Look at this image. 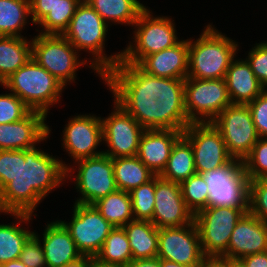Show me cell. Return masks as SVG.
Instances as JSON below:
<instances>
[{"label":"cell","instance_id":"6da1fadb","mask_svg":"<svg viewBox=\"0 0 267 267\" xmlns=\"http://www.w3.org/2000/svg\"><path fill=\"white\" fill-rule=\"evenodd\" d=\"M102 79L114 100L145 130L184 131L191 123L185 111V79L153 76L130 63H118Z\"/></svg>","mask_w":267,"mask_h":267},{"label":"cell","instance_id":"7a4b0ae2","mask_svg":"<svg viewBox=\"0 0 267 267\" xmlns=\"http://www.w3.org/2000/svg\"><path fill=\"white\" fill-rule=\"evenodd\" d=\"M67 165L39 147L18 150L17 175L0 191V213L33 214L48 193L72 178L75 170Z\"/></svg>","mask_w":267,"mask_h":267},{"label":"cell","instance_id":"3957f363","mask_svg":"<svg viewBox=\"0 0 267 267\" xmlns=\"http://www.w3.org/2000/svg\"><path fill=\"white\" fill-rule=\"evenodd\" d=\"M108 25L103 18L82 0L77 6L75 14L71 18L68 28L62 34L77 51L89 52L93 55L90 66L99 77L103 76L115 67L122 58V51L114 55L105 54V39Z\"/></svg>","mask_w":267,"mask_h":267},{"label":"cell","instance_id":"277c9868","mask_svg":"<svg viewBox=\"0 0 267 267\" xmlns=\"http://www.w3.org/2000/svg\"><path fill=\"white\" fill-rule=\"evenodd\" d=\"M238 47L236 41L208 24L198 39H189L187 77L207 80L225 78Z\"/></svg>","mask_w":267,"mask_h":267},{"label":"cell","instance_id":"5b68a950","mask_svg":"<svg viewBox=\"0 0 267 267\" xmlns=\"http://www.w3.org/2000/svg\"><path fill=\"white\" fill-rule=\"evenodd\" d=\"M1 86L18 96L31 111L46 116L59 103L64 86L33 58L8 77Z\"/></svg>","mask_w":267,"mask_h":267},{"label":"cell","instance_id":"8992f818","mask_svg":"<svg viewBox=\"0 0 267 267\" xmlns=\"http://www.w3.org/2000/svg\"><path fill=\"white\" fill-rule=\"evenodd\" d=\"M174 20L167 16L154 17L148 7L134 23V40L122 50L119 63L139 64L146 56L171 48L181 40L177 37Z\"/></svg>","mask_w":267,"mask_h":267},{"label":"cell","instance_id":"52a82bcc","mask_svg":"<svg viewBox=\"0 0 267 267\" xmlns=\"http://www.w3.org/2000/svg\"><path fill=\"white\" fill-rule=\"evenodd\" d=\"M31 46L32 58L64 87L75 82L78 68L88 63L79 59V52L63 35L39 33Z\"/></svg>","mask_w":267,"mask_h":267},{"label":"cell","instance_id":"ba28073f","mask_svg":"<svg viewBox=\"0 0 267 267\" xmlns=\"http://www.w3.org/2000/svg\"><path fill=\"white\" fill-rule=\"evenodd\" d=\"M249 209L208 206L194 215L202 252L209 259L221 257L228 249L231 234Z\"/></svg>","mask_w":267,"mask_h":267},{"label":"cell","instance_id":"9c48e42d","mask_svg":"<svg viewBox=\"0 0 267 267\" xmlns=\"http://www.w3.org/2000/svg\"><path fill=\"white\" fill-rule=\"evenodd\" d=\"M185 111L191 123L212 122L232 105L224 78H185Z\"/></svg>","mask_w":267,"mask_h":267},{"label":"cell","instance_id":"30bf717a","mask_svg":"<svg viewBox=\"0 0 267 267\" xmlns=\"http://www.w3.org/2000/svg\"><path fill=\"white\" fill-rule=\"evenodd\" d=\"M201 175L209 188L208 206L249 209V179L242 161L232 159Z\"/></svg>","mask_w":267,"mask_h":267},{"label":"cell","instance_id":"8fae6325","mask_svg":"<svg viewBox=\"0 0 267 267\" xmlns=\"http://www.w3.org/2000/svg\"><path fill=\"white\" fill-rule=\"evenodd\" d=\"M212 124L220 131L227 151L233 159L243 161L260 138L248 105L232 104Z\"/></svg>","mask_w":267,"mask_h":267},{"label":"cell","instance_id":"7c38bea8","mask_svg":"<svg viewBox=\"0 0 267 267\" xmlns=\"http://www.w3.org/2000/svg\"><path fill=\"white\" fill-rule=\"evenodd\" d=\"M157 258L188 267H204L210 261L202 252L195 221L181 227L159 228Z\"/></svg>","mask_w":267,"mask_h":267},{"label":"cell","instance_id":"4fadbf2b","mask_svg":"<svg viewBox=\"0 0 267 267\" xmlns=\"http://www.w3.org/2000/svg\"><path fill=\"white\" fill-rule=\"evenodd\" d=\"M77 170L75 189L80 196L75 203L93 205L99 199L117 190L113 159L106 154L80 159L74 162Z\"/></svg>","mask_w":267,"mask_h":267},{"label":"cell","instance_id":"5bb4252c","mask_svg":"<svg viewBox=\"0 0 267 267\" xmlns=\"http://www.w3.org/2000/svg\"><path fill=\"white\" fill-rule=\"evenodd\" d=\"M82 255L95 257L114 228L94 205L74 203L71 221L59 220Z\"/></svg>","mask_w":267,"mask_h":267},{"label":"cell","instance_id":"9a60e30c","mask_svg":"<svg viewBox=\"0 0 267 267\" xmlns=\"http://www.w3.org/2000/svg\"><path fill=\"white\" fill-rule=\"evenodd\" d=\"M113 108L108 117L101 118L103 141L109 148L103 153L112 159L135 156L145 129L115 100Z\"/></svg>","mask_w":267,"mask_h":267},{"label":"cell","instance_id":"2e32d148","mask_svg":"<svg viewBox=\"0 0 267 267\" xmlns=\"http://www.w3.org/2000/svg\"><path fill=\"white\" fill-rule=\"evenodd\" d=\"M183 136L191 143L198 174L221 168L233 158L229 155L220 131L212 124L190 123Z\"/></svg>","mask_w":267,"mask_h":267},{"label":"cell","instance_id":"e0dca14e","mask_svg":"<svg viewBox=\"0 0 267 267\" xmlns=\"http://www.w3.org/2000/svg\"><path fill=\"white\" fill-rule=\"evenodd\" d=\"M67 122L62 144L74 161L103 154V150H97L103 141L101 117L79 114Z\"/></svg>","mask_w":267,"mask_h":267},{"label":"cell","instance_id":"ac0fdd59","mask_svg":"<svg viewBox=\"0 0 267 267\" xmlns=\"http://www.w3.org/2000/svg\"><path fill=\"white\" fill-rule=\"evenodd\" d=\"M154 213L151 222L159 229L181 227L194 221L178 183L155 176Z\"/></svg>","mask_w":267,"mask_h":267},{"label":"cell","instance_id":"d6986e66","mask_svg":"<svg viewBox=\"0 0 267 267\" xmlns=\"http://www.w3.org/2000/svg\"><path fill=\"white\" fill-rule=\"evenodd\" d=\"M47 116L30 111L17 122L0 124V150H28L49 137L51 129L46 124Z\"/></svg>","mask_w":267,"mask_h":267},{"label":"cell","instance_id":"ffe728a7","mask_svg":"<svg viewBox=\"0 0 267 267\" xmlns=\"http://www.w3.org/2000/svg\"><path fill=\"white\" fill-rule=\"evenodd\" d=\"M267 251V225L249 211L236 224L227 251L221 256L238 259Z\"/></svg>","mask_w":267,"mask_h":267},{"label":"cell","instance_id":"44dd1931","mask_svg":"<svg viewBox=\"0 0 267 267\" xmlns=\"http://www.w3.org/2000/svg\"><path fill=\"white\" fill-rule=\"evenodd\" d=\"M183 131L172 129L145 130L136 156L156 175L164 171L175 142Z\"/></svg>","mask_w":267,"mask_h":267},{"label":"cell","instance_id":"7402d4cb","mask_svg":"<svg viewBox=\"0 0 267 267\" xmlns=\"http://www.w3.org/2000/svg\"><path fill=\"white\" fill-rule=\"evenodd\" d=\"M33 235L43 243L41 247L47 267H63L83 256L68 230L59 220L47 223L42 240L37 232Z\"/></svg>","mask_w":267,"mask_h":267},{"label":"cell","instance_id":"603a6c76","mask_svg":"<svg viewBox=\"0 0 267 267\" xmlns=\"http://www.w3.org/2000/svg\"><path fill=\"white\" fill-rule=\"evenodd\" d=\"M189 39L146 56L138 66L147 74L172 79H185L188 74Z\"/></svg>","mask_w":267,"mask_h":267},{"label":"cell","instance_id":"cb8c5ba5","mask_svg":"<svg viewBox=\"0 0 267 267\" xmlns=\"http://www.w3.org/2000/svg\"><path fill=\"white\" fill-rule=\"evenodd\" d=\"M224 79L232 104L247 105L265 90L246 59L234 58Z\"/></svg>","mask_w":267,"mask_h":267},{"label":"cell","instance_id":"d4e9b609","mask_svg":"<svg viewBox=\"0 0 267 267\" xmlns=\"http://www.w3.org/2000/svg\"><path fill=\"white\" fill-rule=\"evenodd\" d=\"M133 260L157 258L159 229L147 220H132L123 226Z\"/></svg>","mask_w":267,"mask_h":267},{"label":"cell","instance_id":"484cf974","mask_svg":"<svg viewBox=\"0 0 267 267\" xmlns=\"http://www.w3.org/2000/svg\"><path fill=\"white\" fill-rule=\"evenodd\" d=\"M15 217L19 222L15 224H0V266L9 261L17 260L23 250L25 243L34 234L21 223L30 222L33 214L29 213H6ZM24 228V229H23Z\"/></svg>","mask_w":267,"mask_h":267},{"label":"cell","instance_id":"4316f807","mask_svg":"<svg viewBox=\"0 0 267 267\" xmlns=\"http://www.w3.org/2000/svg\"><path fill=\"white\" fill-rule=\"evenodd\" d=\"M26 38L0 36V85L32 58L31 40Z\"/></svg>","mask_w":267,"mask_h":267},{"label":"cell","instance_id":"83f0119b","mask_svg":"<svg viewBox=\"0 0 267 267\" xmlns=\"http://www.w3.org/2000/svg\"><path fill=\"white\" fill-rule=\"evenodd\" d=\"M113 172L117 189L126 192L156 176L136 155L114 158Z\"/></svg>","mask_w":267,"mask_h":267},{"label":"cell","instance_id":"f1b7e54d","mask_svg":"<svg viewBox=\"0 0 267 267\" xmlns=\"http://www.w3.org/2000/svg\"><path fill=\"white\" fill-rule=\"evenodd\" d=\"M109 24L117 23L133 27L140 14L147 8L138 0H86Z\"/></svg>","mask_w":267,"mask_h":267},{"label":"cell","instance_id":"f546056e","mask_svg":"<svg viewBox=\"0 0 267 267\" xmlns=\"http://www.w3.org/2000/svg\"><path fill=\"white\" fill-rule=\"evenodd\" d=\"M197 173L191 143L182 135L174 144L167 165L160 175L167 181L181 184Z\"/></svg>","mask_w":267,"mask_h":267},{"label":"cell","instance_id":"4dcf8cb0","mask_svg":"<svg viewBox=\"0 0 267 267\" xmlns=\"http://www.w3.org/2000/svg\"><path fill=\"white\" fill-rule=\"evenodd\" d=\"M114 227H123L134 220L129 192L116 190L93 204Z\"/></svg>","mask_w":267,"mask_h":267},{"label":"cell","instance_id":"1f68e13d","mask_svg":"<svg viewBox=\"0 0 267 267\" xmlns=\"http://www.w3.org/2000/svg\"><path fill=\"white\" fill-rule=\"evenodd\" d=\"M30 15L29 0H0V36L24 37L21 32Z\"/></svg>","mask_w":267,"mask_h":267},{"label":"cell","instance_id":"d6a6232c","mask_svg":"<svg viewBox=\"0 0 267 267\" xmlns=\"http://www.w3.org/2000/svg\"><path fill=\"white\" fill-rule=\"evenodd\" d=\"M106 264L128 265L132 260L127 234L123 227H114L94 257Z\"/></svg>","mask_w":267,"mask_h":267},{"label":"cell","instance_id":"836d02e7","mask_svg":"<svg viewBox=\"0 0 267 267\" xmlns=\"http://www.w3.org/2000/svg\"><path fill=\"white\" fill-rule=\"evenodd\" d=\"M82 0H59L56 8L51 10L38 24L43 27L40 34L62 35L68 28L77 6ZM44 30V31H43Z\"/></svg>","mask_w":267,"mask_h":267},{"label":"cell","instance_id":"e575fe53","mask_svg":"<svg viewBox=\"0 0 267 267\" xmlns=\"http://www.w3.org/2000/svg\"><path fill=\"white\" fill-rule=\"evenodd\" d=\"M180 186L185 204L194 215L208 207L209 188L201 174H193Z\"/></svg>","mask_w":267,"mask_h":267},{"label":"cell","instance_id":"d590c367","mask_svg":"<svg viewBox=\"0 0 267 267\" xmlns=\"http://www.w3.org/2000/svg\"><path fill=\"white\" fill-rule=\"evenodd\" d=\"M135 220L151 221L154 213L155 177L130 192Z\"/></svg>","mask_w":267,"mask_h":267},{"label":"cell","instance_id":"8d00e7d4","mask_svg":"<svg viewBox=\"0 0 267 267\" xmlns=\"http://www.w3.org/2000/svg\"><path fill=\"white\" fill-rule=\"evenodd\" d=\"M242 163L249 180L263 179L267 175V138H259Z\"/></svg>","mask_w":267,"mask_h":267},{"label":"cell","instance_id":"74e56055","mask_svg":"<svg viewBox=\"0 0 267 267\" xmlns=\"http://www.w3.org/2000/svg\"><path fill=\"white\" fill-rule=\"evenodd\" d=\"M249 212L267 225V181L249 180Z\"/></svg>","mask_w":267,"mask_h":267},{"label":"cell","instance_id":"f35d334b","mask_svg":"<svg viewBox=\"0 0 267 267\" xmlns=\"http://www.w3.org/2000/svg\"><path fill=\"white\" fill-rule=\"evenodd\" d=\"M30 111L25 103L15 94H0V124L17 122Z\"/></svg>","mask_w":267,"mask_h":267},{"label":"cell","instance_id":"ab89813d","mask_svg":"<svg viewBox=\"0 0 267 267\" xmlns=\"http://www.w3.org/2000/svg\"><path fill=\"white\" fill-rule=\"evenodd\" d=\"M246 60L256 78L267 89V41L256 43L249 51Z\"/></svg>","mask_w":267,"mask_h":267},{"label":"cell","instance_id":"60d3db41","mask_svg":"<svg viewBox=\"0 0 267 267\" xmlns=\"http://www.w3.org/2000/svg\"><path fill=\"white\" fill-rule=\"evenodd\" d=\"M260 138H267V89L247 104Z\"/></svg>","mask_w":267,"mask_h":267},{"label":"cell","instance_id":"b9f144b4","mask_svg":"<svg viewBox=\"0 0 267 267\" xmlns=\"http://www.w3.org/2000/svg\"><path fill=\"white\" fill-rule=\"evenodd\" d=\"M19 260L27 267H47L41 242L34 235L25 243Z\"/></svg>","mask_w":267,"mask_h":267},{"label":"cell","instance_id":"7bdbcfd3","mask_svg":"<svg viewBox=\"0 0 267 267\" xmlns=\"http://www.w3.org/2000/svg\"><path fill=\"white\" fill-rule=\"evenodd\" d=\"M18 150H0V191L16 177Z\"/></svg>","mask_w":267,"mask_h":267},{"label":"cell","instance_id":"ee69618b","mask_svg":"<svg viewBox=\"0 0 267 267\" xmlns=\"http://www.w3.org/2000/svg\"><path fill=\"white\" fill-rule=\"evenodd\" d=\"M32 24H38L51 10L56 8L59 0H29Z\"/></svg>","mask_w":267,"mask_h":267},{"label":"cell","instance_id":"f6af8a7d","mask_svg":"<svg viewBox=\"0 0 267 267\" xmlns=\"http://www.w3.org/2000/svg\"><path fill=\"white\" fill-rule=\"evenodd\" d=\"M245 267H267V251L245 256L240 259Z\"/></svg>","mask_w":267,"mask_h":267},{"label":"cell","instance_id":"bcb514c9","mask_svg":"<svg viewBox=\"0 0 267 267\" xmlns=\"http://www.w3.org/2000/svg\"><path fill=\"white\" fill-rule=\"evenodd\" d=\"M215 267H245L241 260L218 257L210 260Z\"/></svg>","mask_w":267,"mask_h":267},{"label":"cell","instance_id":"7dc6e473","mask_svg":"<svg viewBox=\"0 0 267 267\" xmlns=\"http://www.w3.org/2000/svg\"><path fill=\"white\" fill-rule=\"evenodd\" d=\"M126 267H161L159 258L132 260Z\"/></svg>","mask_w":267,"mask_h":267},{"label":"cell","instance_id":"c3c4849f","mask_svg":"<svg viewBox=\"0 0 267 267\" xmlns=\"http://www.w3.org/2000/svg\"><path fill=\"white\" fill-rule=\"evenodd\" d=\"M91 259V256L83 255L81 258L73 262L67 263L63 267H90Z\"/></svg>","mask_w":267,"mask_h":267},{"label":"cell","instance_id":"681fc988","mask_svg":"<svg viewBox=\"0 0 267 267\" xmlns=\"http://www.w3.org/2000/svg\"><path fill=\"white\" fill-rule=\"evenodd\" d=\"M90 267H126V266L102 263L97 259H95L94 257H92Z\"/></svg>","mask_w":267,"mask_h":267},{"label":"cell","instance_id":"f907efd6","mask_svg":"<svg viewBox=\"0 0 267 267\" xmlns=\"http://www.w3.org/2000/svg\"><path fill=\"white\" fill-rule=\"evenodd\" d=\"M0 267H27V266L23 262H21L19 259H17V260L4 263Z\"/></svg>","mask_w":267,"mask_h":267},{"label":"cell","instance_id":"816d5d0a","mask_svg":"<svg viewBox=\"0 0 267 267\" xmlns=\"http://www.w3.org/2000/svg\"><path fill=\"white\" fill-rule=\"evenodd\" d=\"M159 260H160L161 267H188V266H185V265H182L176 262L167 261L164 259H159Z\"/></svg>","mask_w":267,"mask_h":267},{"label":"cell","instance_id":"f5cc1de1","mask_svg":"<svg viewBox=\"0 0 267 267\" xmlns=\"http://www.w3.org/2000/svg\"><path fill=\"white\" fill-rule=\"evenodd\" d=\"M204 267H215L210 261Z\"/></svg>","mask_w":267,"mask_h":267}]
</instances>
